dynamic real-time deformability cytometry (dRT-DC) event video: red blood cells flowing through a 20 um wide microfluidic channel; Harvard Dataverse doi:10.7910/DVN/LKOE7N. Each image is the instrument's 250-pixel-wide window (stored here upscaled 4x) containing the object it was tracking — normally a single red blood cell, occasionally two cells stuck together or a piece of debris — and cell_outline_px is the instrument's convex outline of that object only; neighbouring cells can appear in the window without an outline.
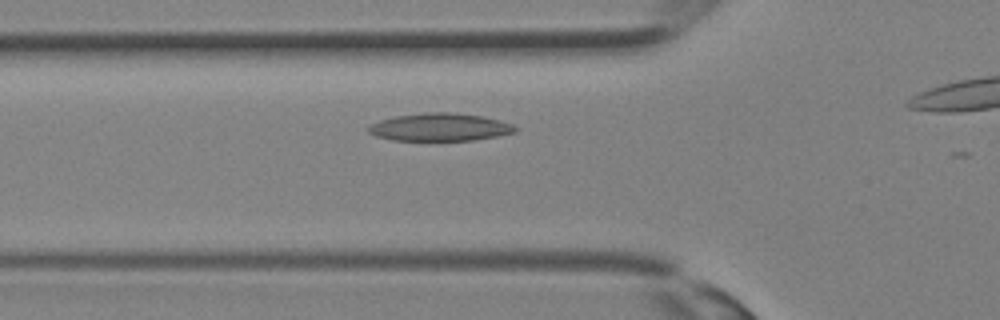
{"species": "Egyptian fruit bat (a non-hibernating species)", "species_latin": "Rousettus aegyptiacus", "temperature_condition": "room temperature", "stored_images_in_passage": 23, "camera_frame_rate_fps": 3000, "um_per_image_px": 0.085, "animal": {"sex": "female"}, "frame": {"image": 1, "passage_image": 7, "time_ms": 2.0, "image_size_px": [1000, 320], "cell_outline_px": [[520, 128], [516, 132], [496, 136], [472, 140], [392, 140], [376, 136], [368, 132], [368, 124], [380, 120], [396, 116], [424, 112], [452, 112], [480, 116], [500, 120], [512, 124]], "centroid_in_image_um": [37.38, 10.8], "position_along_channel_um": 88.4, "area_um2": 23.76}}
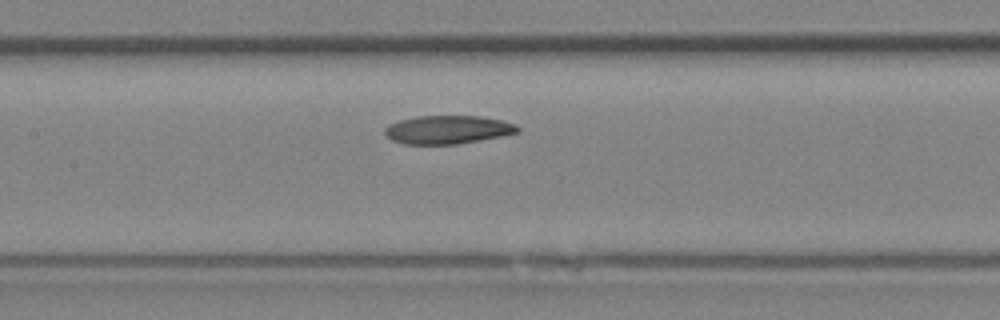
{"frame": {"image": 2, "passage_image": 11, "time_ms": 3.333, "image_size_px": [1000, 320], "cell_outline_px": [[520, 132], [480, 140], [456, 144], [404, 144], [392, 140], [384, 136], [384, 128], [388, 124], [400, 120], [416, 116], [480, 116], [500, 120], [516, 124], [520, 128]], "centroid_in_image_um": [38.02, 11.02], "position_along_channel_um": 169.4, "area_um2": 22.02}}
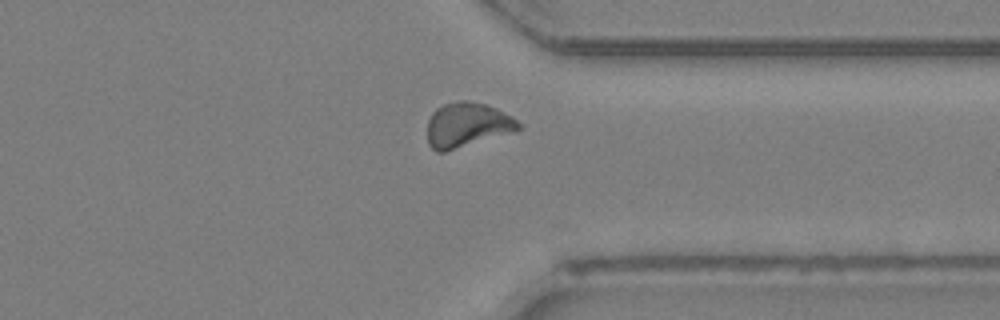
{"frame": {"image": 3, "passage_image": 21, "time_ms": 6.667, "image_size_px": [1000, 320], "cell_outline_px": [[520, 128], [516, 132], [444, 152], [436, 152], [428, 144], [428, 120], [432, 112], [436, 108], [444, 104], [460, 100], [468, 100], [484, 104], [496, 108], [512, 116], [520, 124]], "centroid_in_image_um": [39.71, 10.62], "position_along_channel_um": 371.7, "area_um2": 23.87}}